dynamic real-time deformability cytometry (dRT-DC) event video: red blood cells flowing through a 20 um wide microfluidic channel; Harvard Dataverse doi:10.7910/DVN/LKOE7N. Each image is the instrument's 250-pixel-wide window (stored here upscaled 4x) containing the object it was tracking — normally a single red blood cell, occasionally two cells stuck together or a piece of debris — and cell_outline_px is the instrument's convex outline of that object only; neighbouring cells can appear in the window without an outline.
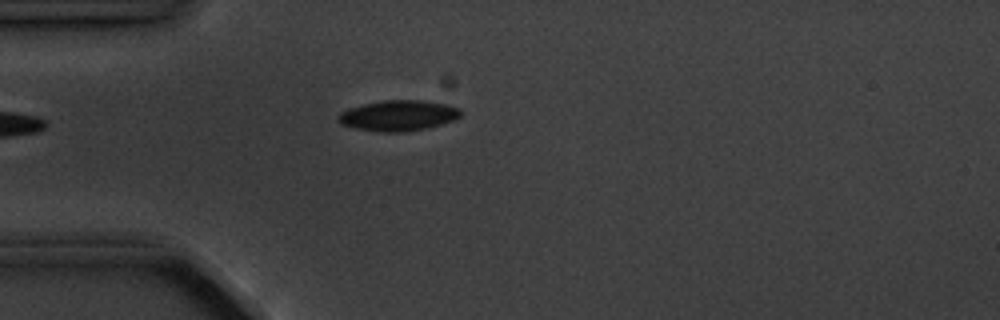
{"species": "common noctule bat (a hibernating species)", "species_latin": "Nyctalus noctula", "temperature_condition": "cold", "stored_images_in_passage": 4, "camera_frame_rate_fps": 3000, "um_per_image_px": 0.085, "animal": {"sex": "male", "body_mass_g": 20.1, "forearm_length_mm": 53.5}, "frame": {"image": 1, "passage_image": 3, "time_ms": 2.333, "image_size_px": [1000, 320], "cell_outline_px": [[460, 116], [452, 120], [440, 124], [424, 128], [404, 132], [380, 132], [356, 128], [340, 124], [336, 120], [336, 116], [340, 112], [348, 108], [364, 104], [384, 100], [420, 100], [448, 104], [460, 108]], "centroid_in_image_um": [33.8, 9.82], "position_along_channel_um": 51.2, "area_um2": 21.79}}